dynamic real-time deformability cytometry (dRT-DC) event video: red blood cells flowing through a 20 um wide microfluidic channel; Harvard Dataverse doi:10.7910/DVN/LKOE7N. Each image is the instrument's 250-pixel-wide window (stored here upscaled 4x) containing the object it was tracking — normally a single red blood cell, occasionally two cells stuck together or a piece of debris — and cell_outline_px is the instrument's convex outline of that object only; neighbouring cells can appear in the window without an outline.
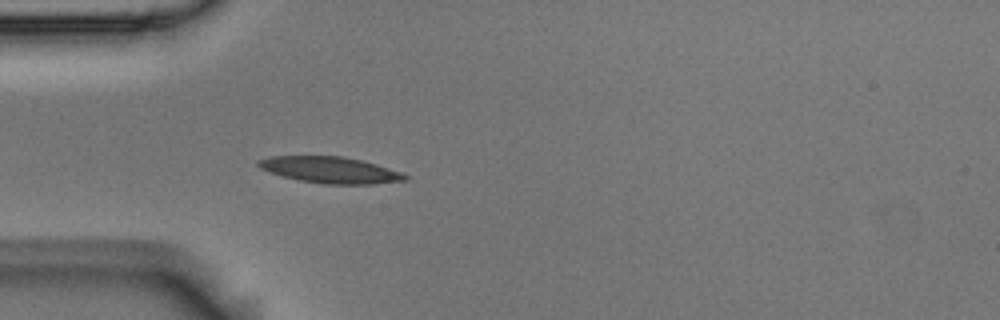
{"species": "Egyptian fruit bat (a non-hibernating species)", "species_latin": "Rousettus aegyptiacus", "temperature_condition": "room temperature", "stored_images_in_passage": 4, "camera_frame_rate_fps": 3000, "um_per_image_px": 0.085, "animal": {"sex": "male"}, "frame": {"image": 1, "passage_image": 4, "time_ms": 1.0, "image_size_px": [1000, 320], "cell_outline_px": [[408, 180], [372, 184], [324, 184], [300, 180], [280, 176], [260, 168], [256, 164], [256, 160], [268, 156], [344, 156], [376, 164], [400, 172], [408, 176]], "centroid_in_image_um": [28.02, 14.44], "position_along_channel_um": 57.0, "area_um2": 22.54}}